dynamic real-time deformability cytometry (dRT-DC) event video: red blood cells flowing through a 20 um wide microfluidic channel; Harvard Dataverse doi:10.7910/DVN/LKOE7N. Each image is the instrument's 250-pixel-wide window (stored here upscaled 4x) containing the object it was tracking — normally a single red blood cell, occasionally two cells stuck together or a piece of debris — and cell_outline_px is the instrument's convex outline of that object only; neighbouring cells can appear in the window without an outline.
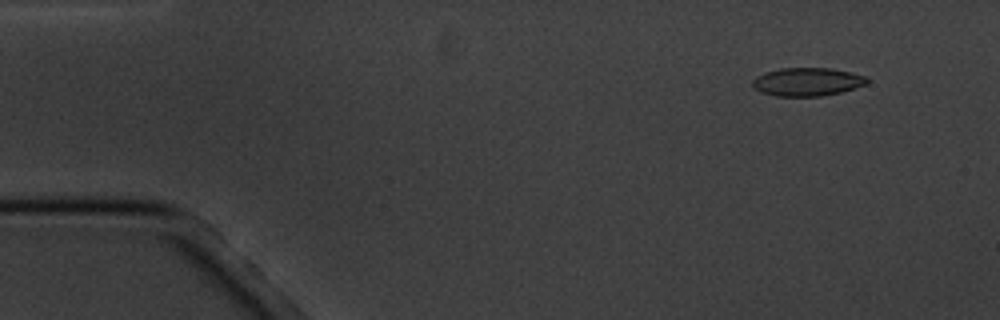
{"species": "common noctule bat (a hibernating species)", "species_latin": "Nyctalus noctula", "temperature_condition": "cold", "stored_images_in_passage": 5, "camera_frame_rate_fps": 3000, "um_per_image_px": 0.085, "animal": {"sex": "male", "body_mass_g": 20.1, "forearm_length_mm": 53.5}, "frame": {"image": 1, "passage_image": 2, "time_ms": 1.0, "image_size_px": [1000, 320], "cell_outline_px": [[868, 80], [864, 84], [856, 88], [840, 92], [820, 96], [776, 96], [760, 92], [752, 84], [752, 80], [756, 76], [780, 68], [832, 68], [868, 76]], "centroid_in_image_um": [68.63, 6.95], "position_along_channel_um": 16.4, "area_um2": 18.79}}